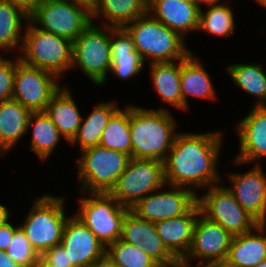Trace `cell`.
<instances>
[{
	"label": "cell",
	"instance_id": "cell-1",
	"mask_svg": "<svg viewBox=\"0 0 266 267\" xmlns=\"http://www.w3.org/2000/svg\"><path fill=\"white\" fill-rule=\"evenodd\" d=\"M222 133L176 134L172 148L163 161L164 176L169 186L208 188L221 179L216 163Z\"/></svg>",
	"mask_w": 266,
	"mask_h": 267
},
{
	"label": "cell",
	"instance_id": "cell-2",
	"mask_svg": "<svg viewBox=\"0 0 266 267\" xmlns=\"http://www.w3.org/2000/svg\"><path fill=\"white\" fill-rule=\"evenodd\" d=\"M171 112L129 106L132 158L164 161L177 133Z\"/></svg>",
	"mask_w": 266,
	"mask_h": 267
},
{
	"label": "cell",
	"instance_id": "cell-3",
	"mask_svg": "<svg viewBox=\"0 0 266 267\" xmlns=\"http://www.w3.org/2000/svg\"><path fill=\"white\" fill-rule=\"evenodd\" d=\"M124 28L131 35L135 50L152 59L150 63L174 62L185 59L191 51L186 48L184 39L156 18L145 13Z\"/></svg>",
	"mask_w": 266,
	"mask_h": 267
},
{
	"label": "cell",
	"instance_id": "cell-4",
	"mask_svg": "<svg viewBox=\"0 0 266 267\" xmlns=\"http://www.w3.org/2000/svg\"><path fill=\"white\" fill-rule=\"evenodd\" d=\"M26 29L20 44L22 53L18 56L22 63L49 71L58 78L72 68V41L39 29L31 22Z\"/></svg>",
	"mask_w": 266,
	"mask_h": 267
},
{
	"label": "cell",
	"instance_id": "cell-5",
	"mask_svg": "<svg viewBox=\"0 0 266 267\" xmlns=\"http://www.w3.org/2000/svg\"><path fill=\"white\" fill-rule=\"evenodd\" d=\"M34 205L24 223L20 225L32 247L42 255L49 248L61 243L66 218L64 198L43 195Z\"/></svg>",
	"mask_w": 266,
	"mask_h": 267
},
{
	"label": "cell",
	"instance_id": "cell-6",
	"mask_svg": "<svg viewBox=\"0 0 266 267\" xmlns=\"http://www.w3.org/2000/svg\"><path fill=\"white\" fill-rule=\"evenodd\" d=\"M82 152L77 161L79 181L84 187L81 191L88 189L89 193H109L131 158L124 152L101 145Z\"/></svg>",
	"mask_w": 266,
	"mask_h": 267
},
{
	"label": "cell",
	"instance_id": "cell-7",
	"mask_svg": "<svg viewBox=\"0 0 266 267\" xmlns=\"http://www.w3.org/2000/svg\"><path fill=\"white\" fill-rule=\"evenodd\" d=\"M29 22L73 42L92 23V18L86 6L73 0H39L29 14Z\"/></svg>",
	"mask_w": 266,
	"mask_h": 267
},
{
	"label": "cell",
	"instance_id": "cell-8",
	"mask_svg": "<svg viewBox=\"0 0 266 267\" xmlns=\"http://www.w3.org/2000/svg\"><path fill=\"white\" fill-rule=\"evenodd\" d=\"M166 185L163 161L130 158L124 172L109 192L122 206L131 209L141 199Z\"/></svg>",
	"mask_w": 266,
	"mask_h": 267
},
{
	"label": "cell",
	"instance_id": "cell-9",
	"mask_svg": "<svg viewBox=\"0 0 266 267\" xmlns=\"http://www.w3.org/2000/svg\"><path fill=\"white\" fill-rule=\"evenodd\" d=\"M89 198L80 199V211L75 215L107 247L121 238L122 223L130 211L110 193H89Z\"/></svg>",
	"mask_w": 266,
	"mask_h": 267
},
{
	"label": "cell",
	"instance_id": "cell-10",
	"mask_svg": "<svg viewBox=\"0 0 266 267\" xmlns=\"http://www.w3.org/2000/svg\"><path fill=\"white\" fill-rule=\"evenodd\" d=\"M111 64L110 27L101 29L92 22L73 41L72 68L79 65L93 83L101 85L107 80Z\"/></svg>",
	"mask_w": 266,
	"mask_h": 267
},
{
	"label": "cell",
	"instance_id": "cell-11",
	"mask_svg": "<svg viewBox=\"0 0 266 267\" xmlns=\"http://www.w3.org/2000/svg\"><path fill=\"white\" fill-rule=\"evenodd\" d=\"M217 185L208 187L207 193L197 198L200 213L233 236L255 229L260 223L235 200L228 188Z\"/></svg>",
	"mask_w": 266,
	"mask_h": 267
},
{
	"label": "cell",
	"instance_id": "cell-12",
	"mask_svg": "<svg viewBox=\"0 0 266 267\" xmlns=\"http://www.w3.org/2000/svg\"><path fill=\"white\" fill-rule=\"evenodd\" d=\"M55 74L16 59L12 99L31 112L45 111L51 97L61 88Z\"/></svg>",
	"mask_w": 266,
	"mask_h": 267
},
{
	"label": "cell",
	"instance_id": "cell-13",
	"mask_svg": "<svg viewBox=\"0 0 266 267\" xmlns=\"http://www.w3.org/2000/svg\"><path fill=\"white\" fill-rule=\"evenodd\" d=\"M170 191L148 194L130 211L138 218L156 223L186 214L196 203L198 196L191 188L170 186ZM183 188V189H182Z\"/></svg>",
	"mask_w": 266,
	"mask_h": 267
},
{
	"label": "cell",
	"instance_id": "cell-14",
	"mask_svg": "<svg viewBox=\"0 0 266 267\" xmlns=\"http://www.w3.org/2000/svg\"><path fill=\"white\" fill-rule=\"evenodd\" d=\"M232 238L233 235L219 223L213 222L199 213L193 228L190 249L180 261V265H189L191 257L204 262H225Z\"/></svg>",
	"mask_w": 266,
	"mask_h": 267
},
{
	"label": "cell",
	"instance_id": "cell-15",
	"mask_svg": "<svg viewBox=\"0 0 266 267\" xmlns=\"http://www.w3.org/2000/svg\"><path fill=\"white\" fill-rule=\"evenodd\" d=\"M60 244L73 267L93 266L106 254V246L76 215L68 217Z\"/></svg>",
	"mask_w": 266,
	"mask_h": 267
},
{
	"label": "cell",
	"instance_id": "cell-16",
	"mask_svg": "<svg viewBox=\"0 0 266 267\" xmlns=\"http://www.w3.org/2000/svg\"><path fill=\"white\" fill-rule=\"evenodd\" d=\"M122 241L141 248L157 264L180 263V261L165 247L159 237L155 224L138 218L129 211L122 223Z\"/></svg>",
	"mask_w": 266,
	"mask_h": 267
},
{
	"label": "cell",
	"instance_id": "cell-17",
	"mask_svg": "<svg viewBox=\"0 0 266 267\" xmlns=\"http://www.w3.org/2000/svg\"><path fill=\"white\" fill-rule=\"evenodd\" d=\"M258 164L242 174H230L233 187H227L235 200L260 224H266V176Z\"/></svg>",
	"mask_w": 266,
	"mask_h": 267
},
{
	"label": "cell",
	"instance_id": "cell-18",
	"mask_svg": "<svg viewBox=\"0 0 266 267\" xmlns=\"http://www.w3.org/2000/svg\"><path fill=\"white\" fill-rule=\"evenodd\" d=\"M240 151L234 164L251 163L266 156V106H254L238 123Z\"/></svg>",
	"mask_w": 266,
	"mask_h": 267
},
{
	"label": "cell",
	"instance_id": "cell-19",
	"mask_svg": "<svg viewBox=\"0 0 266 267\" xmlns=\"http://www.w3.org/2000/svg\"><path fill=\"white\" fill-rule=\"evenodd\" d=\"M172 31L184 37L199 29L200 9L192 0H148V12Z\"/></svg>",
	"mask_w": 266,
	"mask_h": 267
},
{
	"label": "cell",
	"instance_id": "cell-20",
	"mask_svg": "<svg viewBox=\"0 0 266 267\" xmlns=\"http://www.w3.org/2000/svg\"><path fill=\"white\" fill-rule=\"evenodd\" d=\"M200 213L196 203L186 214L158 221L155 228L165 247L181 261L188 253L193 236V228Z\"/></svg>",
	"mask_w": 266,
	"mask_h": 267
},
{
	"label": "cell",
	"instance_id": "cell-21",
	"mask_svg": "<svg viewBox=\"0 0 266 267\" xmlns=\"http://www.w3.org/2000/svg\"><path fill=\"white\" fill-rule=\"evenodd\" d=\"M266 224H259L253 230L233 236L225 264L227 267H255L266 259ZM263 234V236H262Z\"/></svg>",
	"mask_w": 266,
	"mask_h": 267
},
{
	"label": "cell",
	"instance_id": "cell-22",
	"mask_svg": "<svg viewBox=\"0 0 266 267\" xmlns=\"http://www.w3.org/2000/svg\"><path fill=\"white\" fill-rule=\"evenodd\" d=\"M56 125L60 134L71 142L77 135L82 118L73 96L66 88H60L44 111Z\"/></svg>",
	"mask_w": 266,
	"mask_h": 267
},
{
	"label": "cell",
	"instance_id": "cell-23",
	"mask_svg": "<svg viewBox=\"0 0 266 267\" xmlns=\"http://www.w3.org/2000/svg\"><path fill=\"white\" fill-rule=\"evenodd\" d=\"M31 111L20 102L9 99L0 102V152L4 155L24 136Z\"/></svg>",
	"mask_w": 266,
	"mask_h": 267
},
{
	"label": "cell",
	"instance_id": "cell-24",
	"mask_svg": "<svg viewBox=\"0 0 266 267\" xmlns=\"http://www.w3.org/2000/svg\"><path fill=\"white\" fill-rule=\"evenodd\" d=\"M192 52L181 60V94L183 100V110L188 109V97L212 99L216 98V92L211 82L210 76L202 67V64L194 58Z\"/></svg>",
	"mask_w": 266,
	"mask_h": 267
},
{
	"label": "cell",
	"instance_id": "cell-25",
	"mask_svg": "<svg viewBox=\"0 0 266 267\" xmlns=\"http://www.w3.org/2000/svg\"><path fill=\"white\" fill-rule=\"evenodd\" d=\"M90 12L92 22L103 16L109 21L107 26L124 27L148 12V0H97Z\"/></svg>",
	"mask_w": 266,
	"mask_h": 267
},
{
	"label": "cell",
	"instance_id": "cell-26",
	"mask_svg": "<svg viewBox=\"0 0 266 267\" xmlns=\"http://www.w3.org/2000/svg\"><path fill=\"white\" fill-rule=\"evenodd\" d=\"M178 63V64H177ZM151 63L153 86L161 99L183 110L181 94V60L179 62Z\"/></svg>",
	"mask_w": 266,
	"mask_h": 267
},
{
	"label": "cell",
	"instance_id": "cell-27",
	"mask_svg": "<svg viewBox=\"0 0 266 267\" xmlns=\"http://www.w3.org/2000/svg\"><path fill=\"white\" fill-rule=\"evenodd\" d=\"M114 103L97 104L88 117L82 119L77 135L70 143L74 145L78 142L81 150L99 145L101 134L109 119L119 109Z\"/></svg>",
	"mask_w": 266,
	"mask_h": 267
},
{
	"label": "cell",
	"instance_id": "cell-28",
	"mask_svg": "<svg viewBox=\"0 0 266 267\" xmlns=\"http://www.w3.org/2000/svg\"><path fill=\"white\" fill-rule=\"evenodd\" d=\"M32 125L30 150L35 152L41 160H46L57 146L60 137L63 136L44 111L31 112L27 122V130Z\"/></svg>",
	"mask_w": 266,
	"mask_h": 267
},
{
	"label": "cell",
	"instance_id": "cell-29",
	"mask_svg": "<svg viewBox=\"0 0 266 267\" xmlns=\"http://www.w3.org/2000/svg\"><path fill=\"white\" fill-rule=\"evenodd\" d=\"M124 110L122 111L119 108L109 119L101 134L99 145L108 149L124 152L132 158L129 106Z\"/></svg>",
	"mask_w": 266,
	"mask_h": 267
},
{
	"label": "cell",
	"instance_id": "cell-30",
	"mask_svg": "<svg viewBox=\"0 0 266 267\" xmlns=\"http://www.w3.org/2000/svg\"><path fill=\"white\" fill-rule=\"evenodd\" d=\"M261 64H233L227 68L230 77L245 92L258 97L255 106H266V73Z\"/></svg>",
	"mask_w": 266,
	"mask_h": 267
},
{
	"label": "cell",
	"instance_id": "cell-31",
	"mask_svg": "<svg viewBox=\"0 0 266 267\" xmlns=\"http://www.w3.org/2000/svg\"><path fill=\"white\" fill-rule=\"evenodd\" d=\"M29 21V14L17 5L0 0V50L9 51L20 47L22 29L21 19ZM9 49V50H8Z\"/></svg>",
	"mask_w": 266,
	"mask_h": 267
},
{
	"label": "cell",
	"instance_id": "cell-32",
	"mask_svg": "<svg viewBox=\"0 0 266 267\" xmlns=\"http://www.w3.org/2000/svg\"><path fill=\"white\" fill-rule=\"evenodd\" d=\"M235 29L233 13L227 5L209 6L206 13L200 10L199 29L209 34L229 37Z\"/></svg>",
	"mask_w": 266,
	"mask_h": 267
},
{
	"label": "cell",
	"instance_id": "cell-33",
	"mask_svg": "<svg viewBox=\"0 0 266 267\" xmlns=\"http://www.w3.org/2000/svg\"><path fill=\"white\" fill-rule=\"evenodd\" d=\"M106 255L120 267H153L157 264L141 248L121 239L106 247Z\"/></svg>",
	"mask_w": 266,
	"mask_h": 267
},
{
	"label": "cell",
	"instance_id": "cell-34",
	"mask_svg": "<svg viewBox=\"0 0 266 267\" xmlns=\"http://www.w3.org/2000/svg\"><path fill=\"white\" fill-rule=\"evenodd\" d=\"M6 253L21 267H36L39 253L32 247L25 232L19 227L11 239Z\"/></svg>",
	"mask_w": 266,
	"mask_h": 267
},
{
	"label": "cell",
	"instance_id": "cell-35",
	"mask_svg": "<svg viewBox=\"0 0 266 267\" xmlns=\"http://www.w3.org/2000/svg\"><path fill=\"white\" fill-rule=\"evenodd\" d=\"M112 64L110 72L118 78L128 79L131 76L139 74L144 67V61L141 55L135 50L132 54L124 56H111Z\"/></svg>",
	"mask_w": 266,
	"mask_h": 267
},
{
	"label": "cell",
	"instance_id": "cell-36",
	"mask_svg": "<svg viewBox=\"0 0 266 267\" xmlns=\"http://www.w3.org/2000/svg\"><path fill=\"white\" fill-rule=\"evenodd\" d=\"M111 56H124L135 51L131 35L124 27H110Z\"/></svg>",
	"mask_w": 266,
	"mask_h": 267
},
{
	"label": "cell",
	"instance_id": "cell-37",
	"mask_svg": "<svg viewBox=\"0 0 266 267\" xmlns=\"http://www.w3.org/2000/svg\"><path fill=\"white\" fill-rule=\"evenodd\" d=\"M16 60H7L0 55V102L12 99Z\"/></svg>",
	"mask_w": 266,
	"mask_h": 267
},
{
	"label": "cell",
	"instance_id": "cell-38",
	"mask_svg": "<svg viewBox=\"0 0 266 267\" xmlns=\"http://www.w3.org/2000/svg\"><path fill=\"white\" fill-rule=\"evenodd\" d=\"M48 263L59 267H73L61 244L53 246L41 255Z\"/></svg>",
	"mask_w": 266,
	"mask_h": 267
},
{
	"label": "cell",
	"instance_id": "cell-39",
	"mask_svg": "<svg viewBox=\"0 0 266 267\" xmlns=\"http://www.w3.org/2000/svg\"><path fill=\"white\" fill-rule=\"evenodd\" d=\"M9 217L0 224V250L6 251L14 232L20 227H13L8 221Z\"/></svg>",
	"mask_w": 266,
	"mask_h": 267
},
{
	"label": "cell",
	"instance_id": "cell-40",
	"mask_svg": "<svg viewBox=\"0 0 266 267\" xmlns=\"http://www.w3.org/2000/svg\"><path fill=\"white\" fill-rule=\"evenodd\" d=\"M3 1L17 5L18 7L23 9L26 13L30 14L39 0H3Z\"/></svg>",
	"mask_w": 266,
	"mask_h": 267
},
{
	"label": "cell",
	"instance_id": "cell-41",
	"mask_svg": "<svg viewBox=\"0 0 266 267\" xmlns=\"http://www.w3.org/2000/svg\"><path fill=\"white\" fill-rule=\"evenodd\" d=\"M0 267H21L14 259L6 253V251L0 250Z\"/></svg>",
	"mask_w": 266,
	"mask_h": 267
},
{
	"label": "cell",
	"instance_id": "cell-42",
	"mask_svg": "<svg viewBox=\"0 0 266 267\" xmlns=\"http://www.w3.org/2000/svg\"><path fill=\"white\" fill-rule=\"evenodd\" d=\"M95 267H120L117 263H115L109 256L106 254L101 257L95 264Z\"/></svg>",
	"mask_w": 266,
	"mask_h": 267
},
{
	"label": "cell",
	"instance_id": "cell-43",
	"mask_svg": "<svg viewBox=\"0 0 266 267\" xmlns=\"http://www.w3.org/2000/svg\"><path fill=\"white\" fill-rule=\"evenodd\" d=\"M200 265L198 267H225V262H212V261H199ZM182 267H191L190 265H180Z\"/></svg>",
	"mask_w": 266,
	"mask_h": 267
},
{
	"label": "cell",
	"instance_id": "cell-44",
	"mask_svg": "<svg viewBox=\"0 0 266 267\" xmlns=\"http://www.w3.org/2000/svg\"><path fill=\"white\" fill-rule=\"evenodd\" d=\"M73 1L83 6H86L89 10H91L95 6V3L97 2V0H73Z\"/></svg>",
	"mask_w": 266,
	"mask_h": 267
},
{
	"label": "cell",
	"instance_id": "cell-45",
	"mask_svg": "<svg viewBox=\"0 0 266 267\" xmlns=\"http://www.w3.org/2000/svg\"><path fill=\"white\" fill-rule=\"evenodd\" d=\"M196 5L197 7L201 10L200 6H201V3H205L207 4L208 6H211V5H216V3L220 0H192Z\"/></svg>",
	"mask_w": 266,
	"mask_h": 267
},
{
	"label": "cell",
	"instance_id": "cell-46",
	"mask_svg": "<svg viewBox=\"0 0 266 267\" xmlns=\"http://www.w3.org/2000/svg\"><path fill=\"white\" fill-rule=\"evenodd\" d=\"M9 216V211L6 207L0 204V224L6 220Z\"/></svg>",
	"mask_w": 266,
	"mask_h": 267
},
{
	"label": "cell",
	"instance_id": "cell-47",
	"mask_svg": "<svg viewBox=\"0 0 266 267\" xmlns=\"http://www.w3.org/2000/svg\"><path fill=\"white\" fill-rule=\"evenodd\" d=\"M36 267H59V266H53L52 264L48 263L41 255L38 259Z\"/></svg>",
	"mask_w": 266,
	"mask_h": 267
},
{
	"label": "cell",
	"instance_id": "cell-48",
	"mask_svg": "<svg viewBox=\"0 0 266 267\" xmlns=\"http://www.w3.org/2000/svg\"><path fill=\"white\" fill-rule=\"evenodd\" d=\"M180 263H164V264H156L153 267H178Z\"/></svg>",
	"mask_w": 266,
	"mask_h": 267
},
{
	"label": "cell",
	"instance_id": "cell-49",
	"mask_svg": "<svg viewBox=\"0 0 266 267\" xmlns=\"http://www.w3.org/2000/svg\"><path fill=\"white\" fill-rule=\"evenodd\" d=\"M255 267H266V259L260 262L257 266Z\"/></svg>",
	"mask_w": 266,
	"mask_h": 267
},
{
	"label": "cell",
	"instance_id": "cell-50",
	"mask_svg": "<svg viewBox=\"0 0 266 267\" xmlns=\"http://www.w3.org/2000/svg\"><path fill=\"white\" fill-rule=\"evenodd\" d=\"M256 2L260 3L263 6H266V0H256Z\"/></svg>",
	"mask_w": 266,
	"mask_h": 267
}]
</instances>
